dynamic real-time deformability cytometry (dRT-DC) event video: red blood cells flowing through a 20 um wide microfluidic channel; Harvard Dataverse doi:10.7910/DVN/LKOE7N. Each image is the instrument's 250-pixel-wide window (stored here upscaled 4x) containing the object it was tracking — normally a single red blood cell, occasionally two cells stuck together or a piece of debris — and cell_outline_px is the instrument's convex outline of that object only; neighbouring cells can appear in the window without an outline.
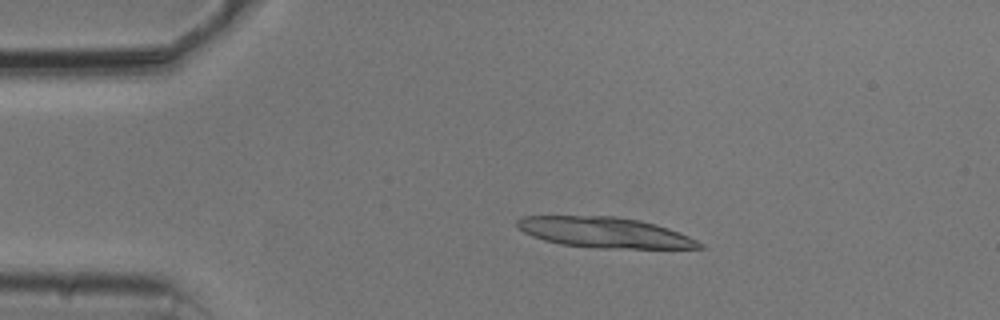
{"species": "common noctule bat (a hibernating species)", "species_latin": "Nyctalus noctula", "temperature_condition": "cold", "stored_images_in_passage": 28, "segment_of_instrument_passage": [1, 2], "camera_frame_rate_fps": 3000, "um_per_image_px": 0.085, "animal": {"sex": "male", "body_mass_g": 20.5, "forearm_length_mm": 52.5}, "frame": {"image": 1, "passage_image": 9, "time_ms": 2.667, "image_size_px": [1000, 320], "cell_outline_px": [[704, 248], [600, 248], [560, 244], [544, 240], [532, 236], [516, 228], [516, 220], [520, 216], [616, 216], [640, 220], [656, 224], [668, 228], [688, 236], [704, 244]], "centroid_in_image_um": [51.36, 19.75], "position_along_channel_um": 33.6, "area_um2": 32.43}}